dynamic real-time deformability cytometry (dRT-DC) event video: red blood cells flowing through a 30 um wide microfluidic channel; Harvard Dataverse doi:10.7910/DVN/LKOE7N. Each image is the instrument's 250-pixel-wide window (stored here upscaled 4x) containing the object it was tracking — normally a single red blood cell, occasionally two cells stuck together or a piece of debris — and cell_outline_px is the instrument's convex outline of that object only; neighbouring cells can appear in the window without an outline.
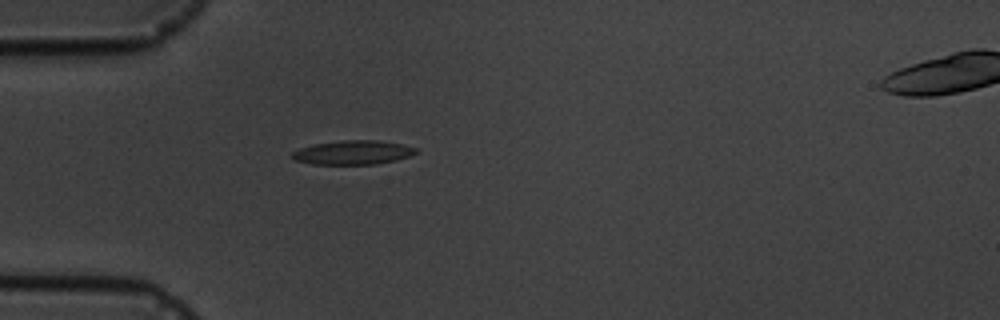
{"species": "common noctule bat (a hibernating species)", "species_latin": "Nyctalus noctula", "temperature_condition": "cold", "stored_images_in_passage": 2, "camera_frame_rate_fps": 3000, "um_per_image_px": 0.085, "animal": {"sex": "male", "body_mass_g": 19.5, "forearm_length_mm": 54.6}, "frame": {"image": 1, "passage_image": 1, "time_ms": 0.0, "image_size_px": [1000, 320], "cell_outline_px": [[416, 152], [408, 156], [396, 160], [376, 164], [312, 164], [292, 160], [292, 152], [300, 148], [312, 144], [340, 140], [380, 140], [400, 144], [416, 148]], "centroid_in_image_um": [29.94, 12.96], "position_along_channel_um": 55.1, "area_um2": 17.34}}